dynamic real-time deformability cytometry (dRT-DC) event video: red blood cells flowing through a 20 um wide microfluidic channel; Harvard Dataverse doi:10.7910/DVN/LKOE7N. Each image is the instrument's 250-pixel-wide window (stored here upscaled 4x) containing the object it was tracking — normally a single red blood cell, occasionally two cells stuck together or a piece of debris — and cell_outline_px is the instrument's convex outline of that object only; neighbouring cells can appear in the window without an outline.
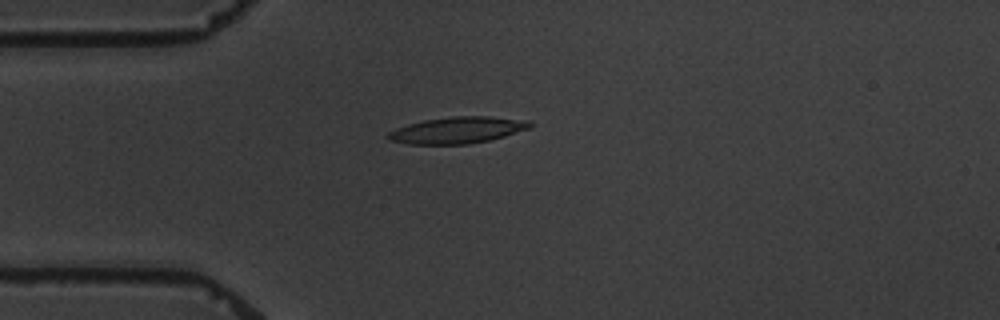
{"species": "common noctule bat (a hibernating species)", "species_latin": "Nyctalus noctula", "temperature_condition": "warm", "stored_images_in_passage": 6, "camera_frame_rate_fps": 3000, "um_per_image_px": 0.085, "animal": {"sex": "male", "body_mass_g": 19.5, "forearm_length_mm": 54.6}, "frame": {"image": 1, "passage_image": 2, "time_ms": 1.333, "image_size_px": [1000, 320], "cell_outline_px": [[532, 128], [504, 136], [488, 140], [468, 144], [408, 144], [388, 140], [388, 132], [396, 128], [408, 124], [424, 120], [452, 116], [488, 116], [528, 120], [532, 124]], "centroid_in_image_um": [38.89, 11.06], "position_along_channel_um": 46.1, "area_um2": 21.91}}
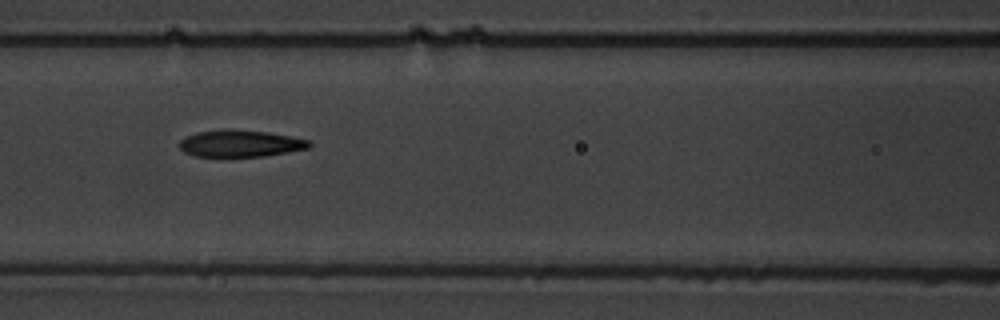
{"frame": {"image": 2, "passage_image": 5, "time_ms": 4.667, "image_size_px": [1000, 320], "cell_outline_px": [[312, 144], [308, 148], [264, 156], [196, 156], [184, 152], [180, 148], [180, 140], [196, 132], [268, 132], [292, 136], [312, 140]], "centroid_in_image_um": [20.5, 12.23], "position_along_channel_um": 146.1, "area_um2": 19.31}}
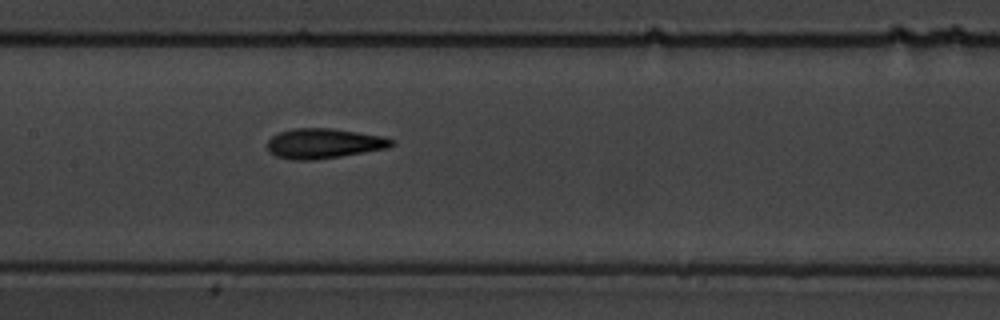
{"frame": {"image": 3, "passage_image": 6, "time_ms": 5.667, "image_size_px": [1000, 320], "cell_outline_px": [[396, 144], [388, 148], [316, 160], [292, 160], [276, 156], [268, 152], [268, 140], [272, 136], [280, 132], [292, 128], [332, 128], [380, 136], [396, 140]], "centroid_in_image_um": [27.52, 12.2], "position_along_channel_um": 179.9, "area_um2": 21.73}}